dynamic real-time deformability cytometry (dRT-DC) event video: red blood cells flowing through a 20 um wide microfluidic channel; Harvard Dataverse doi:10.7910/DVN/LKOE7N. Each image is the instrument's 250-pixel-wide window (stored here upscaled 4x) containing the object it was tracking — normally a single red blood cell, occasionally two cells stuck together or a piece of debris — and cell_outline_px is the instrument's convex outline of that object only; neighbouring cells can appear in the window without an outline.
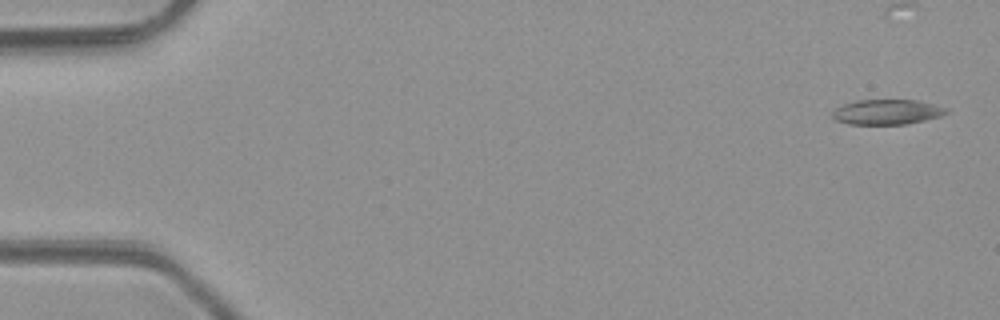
{"species": "common noctule bat (a hibernating species)", "species_latin": "Nyctalus noctula", "temperature_condition": "room temperature", "stored_images_in_passage": 5, "camera_frame_rate_fps": 3000, "um_per_image_px": 0.085, "animal": {"sex": "male", "body_mass_g": 23.1, "forearm_length_mm": 52.7}, "frame": {"image": 1, "passage_image": 1, "time_ms": 0.0, "image_size_px": [1000, 320], "cell_outline_px": [[948, 112], [940, 116], [924, 120], [904, 124], [848, 124], [836, 120], [832, 116], [832, 112], [836, 108], [844, 104], [856, 100], [916, 100], [948, 108]], "centroid_in_image_um": [75.37, 9.51], "position_along_channel_um": 9.6, "area_um2": 16.47}}
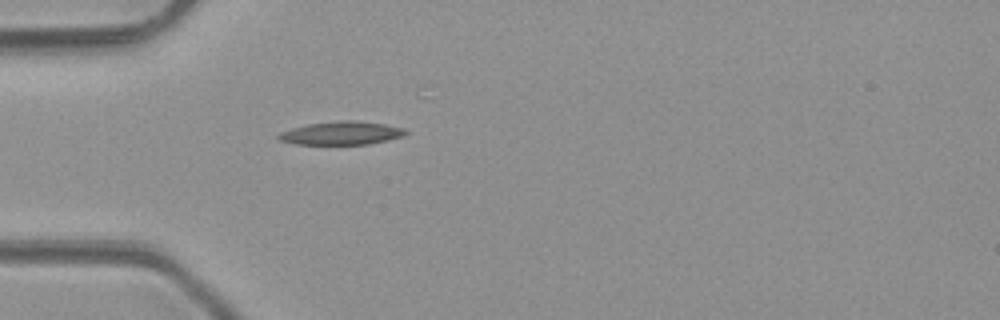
{"frame": {"image": 2, "passage_image": 4, "time_ms": 4.333, "image_size_px": [1000, 320], "cell_outline_px": [[408, 132], [404, 136], [388, 140], [368, 144], [296, 144], [280, 140], [276, 136], [280, 132], [292, 128], [308, 124], [344, 120], [352, 120], [384, 124], [404, 128]], "centroid_in_image_um": [29.04, 11.31], "position_along_channel_um": 56.0, "area_um2": 17.11}}